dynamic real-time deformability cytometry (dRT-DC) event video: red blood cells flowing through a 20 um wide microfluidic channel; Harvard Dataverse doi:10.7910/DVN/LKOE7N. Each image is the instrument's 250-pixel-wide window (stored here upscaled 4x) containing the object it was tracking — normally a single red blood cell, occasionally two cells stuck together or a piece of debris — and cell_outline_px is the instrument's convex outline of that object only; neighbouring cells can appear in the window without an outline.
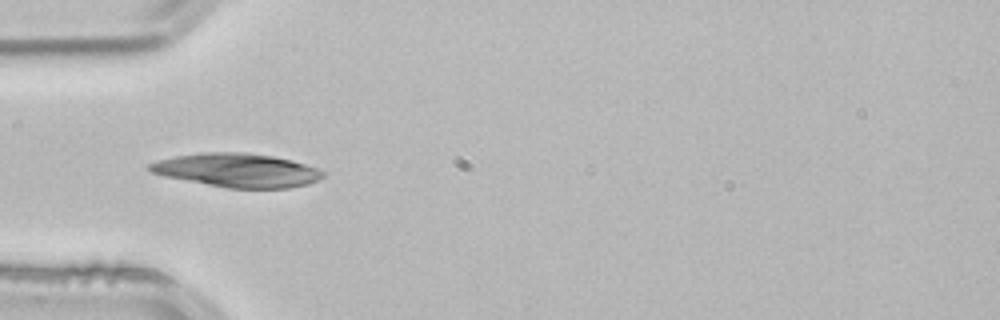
{"species": "common noctule bat (a hibernating species)", "species_latin": "Nyctalus noctula", "temperature_condition": "room temperature", "stored_images_in_passage": 20, "camera_frame_rate_fps": 3000, "um_per_image_px": 0.085, "animal": {"sex": "male", "body_mass_g": 21.5, "forearm_length_mm": 52.0}, "frame": {"image": 1, "passage_image": 16, "time_ms": 5.0, "image_size_px": [1000, 320], "cell_outline_px": [[324, 176], [308, 184], [288, 188], [228, 188], [164, 176], [152, 172], [148, 168], [148, 164], [156, 160], [176, 156], [200, 152], [244, 152], [272, 156], [292, 160], [316, 168], [324, 172]], "centroid_in_image_um": [20.14, 14.46], "position_along_channel_um": 64.9, "area_um2": 33.87}}